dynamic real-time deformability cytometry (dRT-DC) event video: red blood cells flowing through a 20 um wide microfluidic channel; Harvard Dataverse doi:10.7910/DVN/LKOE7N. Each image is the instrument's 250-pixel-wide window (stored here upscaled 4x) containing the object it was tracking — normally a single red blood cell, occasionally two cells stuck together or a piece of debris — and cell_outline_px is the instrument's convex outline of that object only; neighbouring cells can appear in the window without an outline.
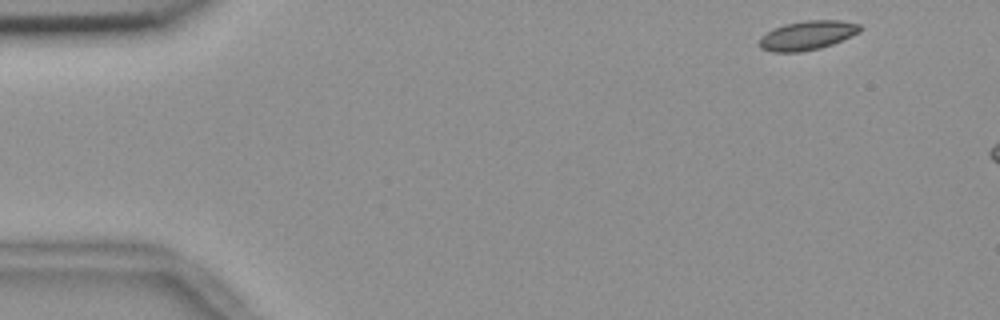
{"species": "common noctule bat (a hibernating species)", "species_latin": "Nyctalus noctula", "temperature_condition": "room temperature", "stored_images_in_passage": 13, "camera_frame_rate_fps": 3000, "um_per_image_px": 0.085, "animal": {"sex": "female", "body_mass_g": 18.4}, "frame": {"image": 1, "passage_image": 1, "time_ms": 0.0, "image_size_px": [1000, 320], "cell_outline_px": [[860, 32], [852, 36], [832, 44], [820, 48], [800, 52], [772, 52], [760, 48], [760, 36], [772, 28], [784, 24], [804, 20], [840, 20], [860, 24]], "centroid_in_image_um": [68.6, 3.0], "position_along_channel_um": 16.4, "area_um2": 17.22}}